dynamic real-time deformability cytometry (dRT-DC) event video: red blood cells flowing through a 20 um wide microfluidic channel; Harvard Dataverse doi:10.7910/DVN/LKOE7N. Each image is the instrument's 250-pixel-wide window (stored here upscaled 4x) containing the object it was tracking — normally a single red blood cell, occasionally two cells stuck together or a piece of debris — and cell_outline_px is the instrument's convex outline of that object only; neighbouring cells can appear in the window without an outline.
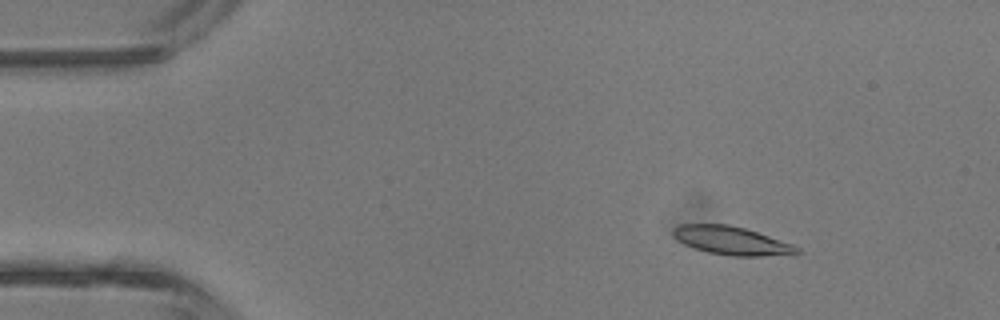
{"species": "common noctule bat (a hibernating species)", "species_latin": "Nyctalus noctula", "temperature_condition": "room temperature", "stored_images_in_passage": 43, "camera_frame_rate_fps": 3000, "um_per_image_px": 0.085, "animal": {"sex": "male", "body_mass_g": 13.3}, "frame": {"image": 1, "passage_image": 6, "time_ms": 1.667, "image_size_px": [1000, 320], "cell_outline_px": [[804, 252], [796, 256], [732, 256], [708, 252], [684, 244], [676, 240], [672, 236], [672, 228], [680, 224], [728, 224], [744, 228], [792, 244], [800, 248]], "centroid_in_image_um": [62.24, 20.47], "position_along_channel_um": 22.8, "area_um2": 20.81}}
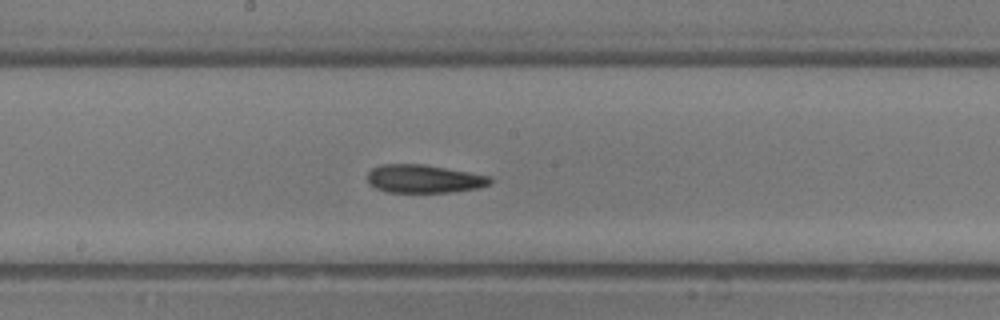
{"frame": {"image": 2, "passage_image": 23, "time_ms": 7.333, "image_size_px": [1000, 320], "cell_outline_px": [[492, 180], [488, 184], [480, 188], [448, 192], [384, 192], [368, 184], [368, 172], [372, 168], [384, 164], [424, 164], [468, 172], [488, 176]], "centroid_in_image_um": [35.99, 15.2], "position_along_channel_um": 212.2, "area_um2": 20.06}}
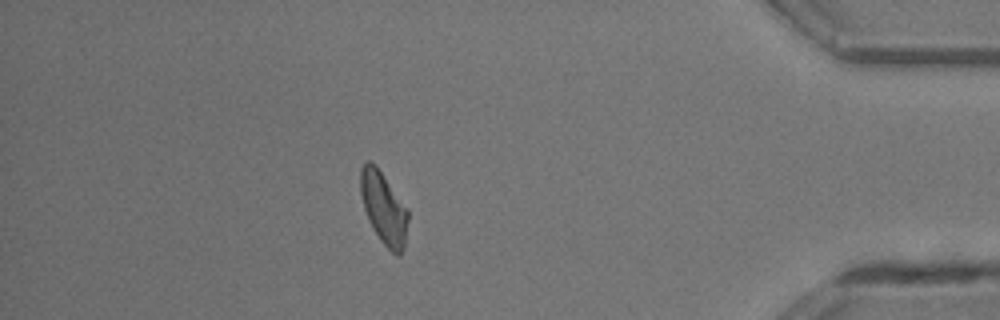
{"frame": {"image": 3, "passage_image": 38, "time_ms": 12.333, "image_size_px": [1000, 320], "cell_outline_px": [[408, 220], [404, 244], [400, 256], [396, 256], [380, 240], [372, 228], [368, 220], [364, 208], [360, 192], [360, 168], [368, 160], [376, 164], [408, 208]], "centroid_in_image_um": [32.61, 17.66], "position_along_channel_um": 402.6, "area_um2": 20.11}, "authors_computed_cell_mechanics": {"area_um2": 19.9988, "velocity_mm_per_s": 4.73, "shape_relaxation_time_tau1_ms": 8.0427, "shape_relaxation_time_tau2_ms": 7.928, "deformation_change_tau1": 0.2101, "deformation_change_tau2": 0.1846}}